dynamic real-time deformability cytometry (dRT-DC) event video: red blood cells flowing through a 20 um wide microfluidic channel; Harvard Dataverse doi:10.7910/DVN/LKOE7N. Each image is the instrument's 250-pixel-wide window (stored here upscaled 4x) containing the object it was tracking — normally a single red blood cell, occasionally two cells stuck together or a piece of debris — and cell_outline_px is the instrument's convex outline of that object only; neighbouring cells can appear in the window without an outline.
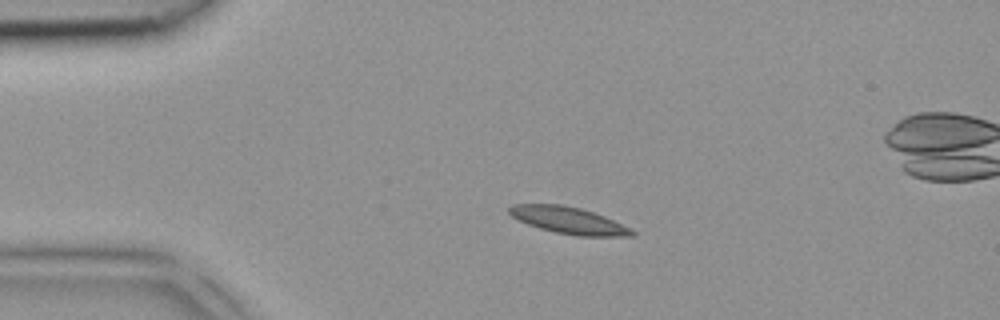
{"species": "common noctule bat (a hibernating species)", "species_latin": "Nyctalus noctula", "temperature_condition": "room temperature", "stored_images_in_passage": 3, "camera_frame_rate_fps": 3000, "um_per_image_px": 0.085, "animal": {"sex": "female", "body_mass_g": 18.4}, "frame": {"image": 1, "passage_image": 1, "time_ms": 0.0, "image_size_px": [1000, 320], "cell_outline_px": [[636, 236], [576, 236], [556, 232], [540, 228], [528, 224], [512, 216], [508, 212], [508, 208], [512, 204], [564, 204], [580, 208], [604, 216], [632, 228], [636, 232]], "centroid_in_image_um": [48.37, 18.73], "position_along_channel_um": 36.6, "area_um2": 19.19}}